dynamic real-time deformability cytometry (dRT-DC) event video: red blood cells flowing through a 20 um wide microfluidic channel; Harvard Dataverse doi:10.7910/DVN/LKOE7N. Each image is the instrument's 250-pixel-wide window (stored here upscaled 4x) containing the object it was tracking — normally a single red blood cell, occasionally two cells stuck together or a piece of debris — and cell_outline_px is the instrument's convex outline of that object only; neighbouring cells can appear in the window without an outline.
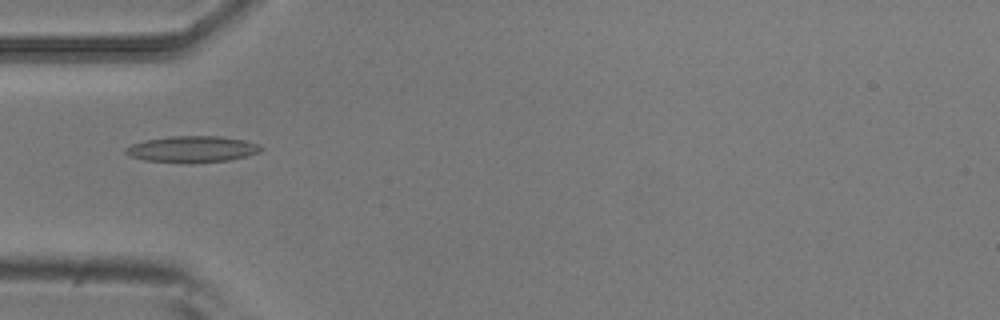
{"species": "common noctule bat (a hibernating species)", "species_latin": "Nyctalus noctula", "temperature_condition": "room temperature", "stored_images_in_passage": 7, "camera_frame_rate_fps": 3000, "um_per_image_px": 0.085, "animal": {"sex": "male", "body_mass_g": 20.5, "forearm_length_mm": 52.5}, "frame": {"image": 1, "passage_image": 4, "time_ms": 1.0, "image_size_px": [1000, 320], "cell_outline_px": [[264, 148], [260, 152], [248, 156], [228, 160], [144, 160], [132, 156], [124, 152], [124, 148], [132, 144], [144, 140], [168, 136], [220, 136], [244, 140], [260, 144]], "centroid_in_image_um": [16.38, 12.62], "position_along_channel_um": 68.6, "area_um2": 19.88}}
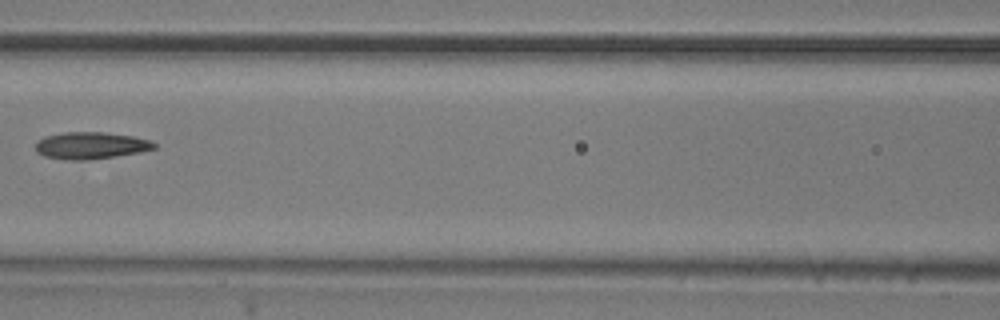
{"frame": {"image": 2, "passage_image": 6, "time_ms": 1.667, "image_size_px": [1000, 320], "cell_outline_px": [[156, 148], [140, 152], [116, 156], [84, 160], [68, 160], [44, 156], [36, 152], [36, 140], [44, 136], [64, 132], [104, 132], [132, 136], [152, 140], [156, 144]], "centroid_in_image_um": [7.7, 12.36], "position_along_channel_um": 158.9, "area_um2": 18.73}}
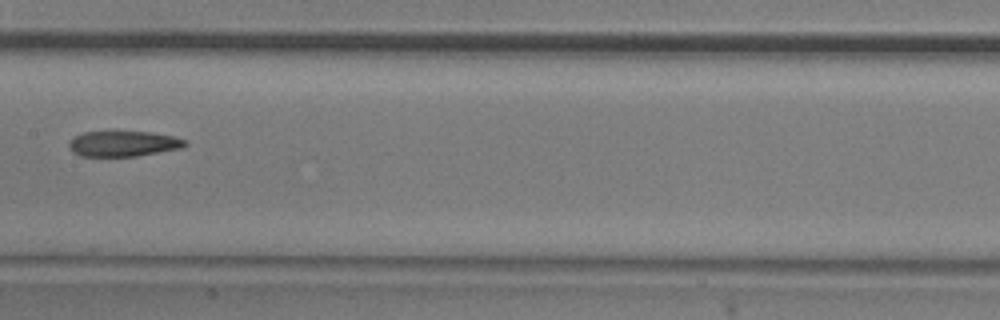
{"frame": {"image": 3, "passage_image": 7, "time_ms": 2.0, "image_size_px": [1000, 320], "cell_outline_px": [[188, 144], [184, 148], [136, 156], [80, 156], [72, 152], [68, 148], [68, 144], [76, 136], [84, 132], [148, 132], [176, 136], [188, 140]], "centroid_in_image_um": [10.55, 12.22], "position_along_channel_um": 196.9, "area_um2": 17.34}}